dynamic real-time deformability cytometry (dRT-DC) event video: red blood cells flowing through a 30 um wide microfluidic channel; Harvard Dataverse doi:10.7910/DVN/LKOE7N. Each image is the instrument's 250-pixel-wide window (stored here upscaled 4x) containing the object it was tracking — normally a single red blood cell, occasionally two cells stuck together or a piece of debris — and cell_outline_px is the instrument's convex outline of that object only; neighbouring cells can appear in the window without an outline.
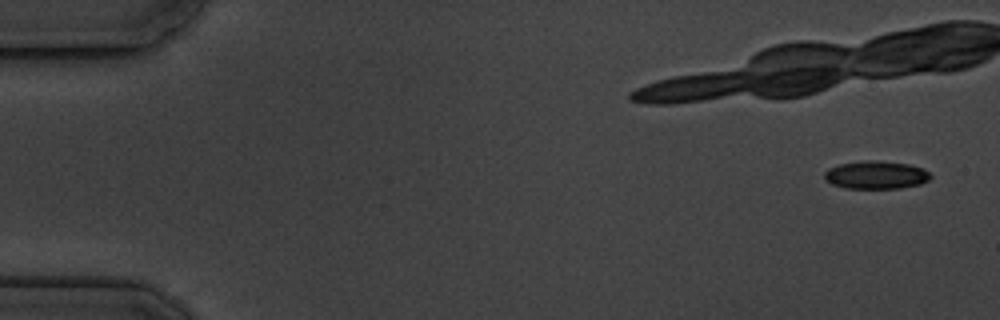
{"species": "common noctule bat (a hibernating species)", "species_latin": "Nyctalus noctula", "temperature_condition": "cold", "stored_images_in_passage": 8, "camera_frame_rate_fps": 3000, "um_per_image_px": 0.085, "animal": {"sex": "male", "body_mass_g": 19.5, "forearm_length_mm": 54.6}, "frame": {"image": 1, "passage_image": 1, "time_ms": 0.0, "image_size_px": [1000, 320], "cell_outline_px": [[932, 176], [928, 180], [920, 184], [900, 188], [844, 188], [832, 184], [824, 180], [824, 172], [828, 168], [840, 164], [864, 160], [876, 160], [908, 164], [920, 168], [928, 172]], "centroid_in_image_um": [74.41, 14.87], "position_along_channel_um": 10.6, "area_um2": 17.28}}